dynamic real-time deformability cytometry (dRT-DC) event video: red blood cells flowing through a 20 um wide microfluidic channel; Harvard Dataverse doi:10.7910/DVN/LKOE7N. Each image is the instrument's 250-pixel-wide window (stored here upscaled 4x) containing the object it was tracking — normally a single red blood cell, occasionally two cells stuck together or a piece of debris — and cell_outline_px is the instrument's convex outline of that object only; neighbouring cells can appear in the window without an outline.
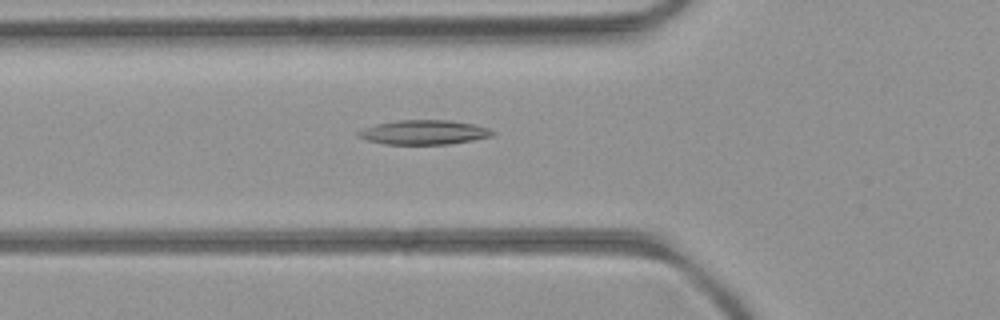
{"species": "common noctule bat (a hibernating species)", "species_latin": "Nyctalus noctula", "temperature_condition": "room temperature", "stored_images_in_passage": 46, "camera_frame_rate_fps": 3000, "um_per_image_px": 0.085, "animal": {"sex": "female", "body_mass_g": 21.9}, "frame": {"image": 1, "passage_image": 13, "time_ms": 4.0, "image_size_px": [1000, 320], "cell_outline_px": [[496, 132], [492, 136], [472, 140], [448, 144], [384, 144], [368, 140], [356, 136], [356, 132], [364, 128], [376, 124], [396, 120], [448, 120], [472, 124], [488, 128]], "centroid_in_image_um": [36.01, 11.24], "position_along_channel_um": 89.8, "area_um2": 19.02}}
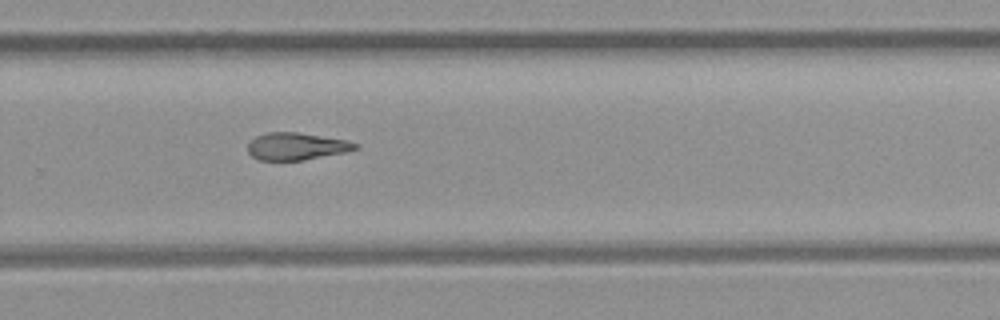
{"frame": {"image": 2, "passage_image": 29, "time_ms": 9.333, "image_size_px": [1000, 320], "cell_outline_px": [[360, 148], [344, 152], [304, 160], [260, 160], [252, 156], [248, 152], [248, 144], [256, 136], [268, 132], [296, 132], [348, 140], [360, 144]], "centroid_in_image_um": [25.22, 12.43], "position_along_channel_um": 304.6, "area_um2": 17.05}}
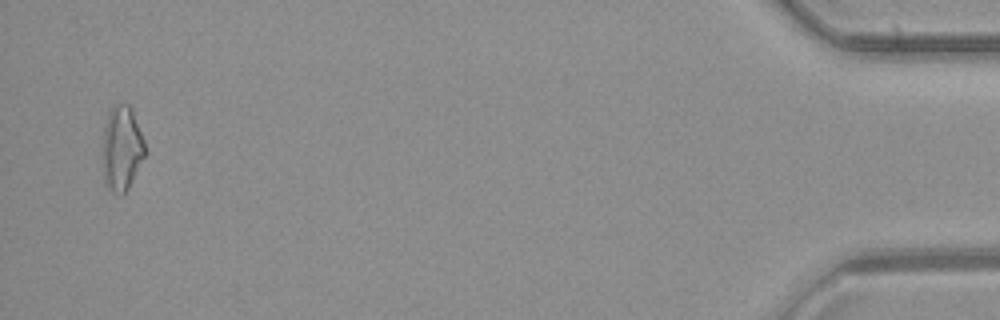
{"frame": {"image": 3, "passage_image": 45, "time_ms": 14.667, "image_size_px": [1000, 320], "cell_outline_px": [[144, 156], [128, 188], [120, 196], [112, 192], [104, 180], [104, 128], [108, 112], [112, 104], [128, 104], [132, 108], [144, 140]], "centroid_in_image_um": [10.35, 12.57], "position_along_channel_um": 424.8, "area_um2": 20.52}}